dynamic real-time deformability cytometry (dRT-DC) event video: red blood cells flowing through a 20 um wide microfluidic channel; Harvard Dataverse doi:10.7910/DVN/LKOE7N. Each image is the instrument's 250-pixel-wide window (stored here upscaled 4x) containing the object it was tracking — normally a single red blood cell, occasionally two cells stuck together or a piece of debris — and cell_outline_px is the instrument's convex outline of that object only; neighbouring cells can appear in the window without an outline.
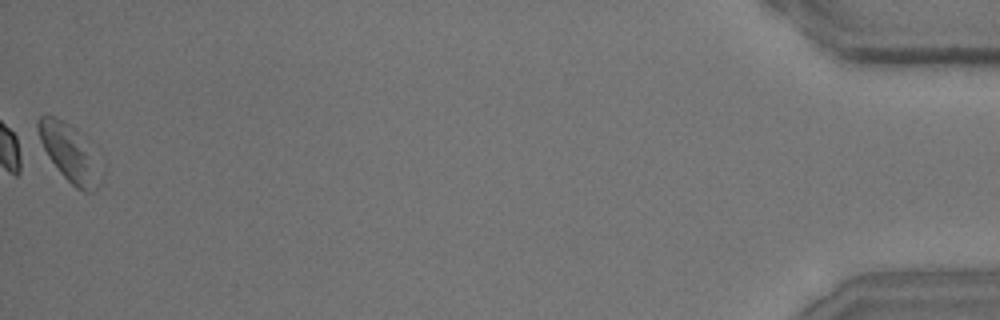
{"species": "common noctule bat (a hibernating species)", "species_latin": "Nyctalus noctula", "temperature_condition": "room temperature", "stored_images_in_passage": 43, "camera_frame_rate_fps": 3000, "um_per_image_px": 0.085, "animal": {"sex": "male", "body_mass_g": 15.6}, "frame": {"image": 1, "passage_image": 42, "time_ms": 13.667, "image_size_px": [1000, 320], "cell_outline_px": [[100, 184], [92, 192], [84, 192], [76, 188], [60, 172], [48, 156], [40, 140], [36, 128], [36, 124], [40, 116], [52, 116], [60, 120], [64, 124], [88, 156]], "centroid_in_image_um": [5.68, 13.07], "position_along_channel_um": 429.5, "area_um2": 17.51}, "authors_computed_cell_mechanics": {"area_um2": 17.9758, "velocity_mm_per_s": 3.6253, "shape_relaxation_time_tau1_ms": 5.6889, "shape_relaxation_time_tau2_ms": null, "deformation_change_tau1": 0.1353, "deformation_change_tau2": null}}